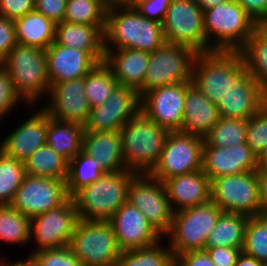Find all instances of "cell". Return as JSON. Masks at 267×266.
<instances>
[{
    "mask_svg": "<svg viewBox=\"0 0 267 266\" xmlns=\"http://www.w3.org/2000/svg\"><path fill=\"white\" fill-rule=\"evenodd\" d=\"M165 43L162 23L145 18L128 1H110L106 11L104 49L151 53Z\"/></svg>",
    "mask_w": 267,
    "mask_h": 266,
    "instance_id": "1",
    "label": "cell"
},
{
    "mask_svg": "<svg viewBox=\"0 0 267 266\" xmlns=\"http://www.w3.org/2000/svg\"><path fill=\"white\" fill-rule=\"evenodd\" d=\"M169 132L141 110L133 116L120 129L126 169L136 174L150 173L161 157Z\"/></svg>",
    "mask_w": 267,
    "mask_h": 266,
    "instance_id": "2",
    "label": "cell"
},
{
    "mask_svg": "<svg viewBox=\"0 0 267 266\" xmlns=\"http://www.w3.org/2000/svg\"><path fill=\"white\" fill-rule=\"evenodd\" d=\"M246 72L239 51L212 50L197 53L191 83L217 106Z\"/></svg>",
    "mask_w": 267,
    "mask_h": 266,
    "instance_id": "3",
    "label": "cell"
},
{
    "mask_svg": "<svg viewBox=\"0 0 267 266\" xmlns=\"http://www.w3.org/2000/svg\"><path fill=\"white\" fill-rule=\"evenodd\" d=\"M135 174L130 170L106 173L76 192L71 198L79 220L108 221L127 202L128 188Z\"/></svg>",
    "mask_w": 267,
    "mask_h": 266,
    "instance_id": "4",
    "label": "cell"
},
{
    "mask_svg": "<svg viewBox=\"0 0 267 266\" xmlns=\"http://www.w3.org/2000/svg\"><path fill=\"white\" fill-rule=\"evenodd\" d=\"M1 65L10 74L14 89L25 104L42 105L38 102L46 99L50 90L44 49L17 44Z\"/></svg>",
    "mask_w": 267,
    "mask_h": 266,
    "instance_id": "5",
    "label": "cell"
},
{
    "mask_svg": "<svg viewBox=\"0 0 267 266\" xmlns=\"http://www.w3.org/2000/svg\"><path fill=\"white\" fill-rule=\"evenodd\" d=\"M257 26L234 0L204 10L206 52L239 51Z\"/></svg>",
    "mask_w": 267,
    "mask_h": 266,
    "instance_id": "6",
    "label": "cell"
},
{
    "mask_svg": "<svg viewBox=\"0 0 267 266\" xmlns=\"http://www.w3.org/2000/svg\"><path fill=\"white\" fill-rule=\"evenodd\" d=\"M222 212L211 200L175 212L171 230L164 237L174 258L188 251L204 250L206 239Z\"/></svg>",
    "mask_w": 267,
    "mask_h": 266,
    "instance_id": "7",
    "label": "cell"
},
{
    "mask_svg": "<svg viewBox=\"0 0 267 266\" xmlns=\"http://www.w3.org/2000/svg\"><path fill=\"white\" fill-rule=\"evenodd\" d=\"M68 246L81 266H116L122 252L108 221L79 220Z\"/></svg>",
    "mask_w": 267,
    "mask_h": 266,
    "instance_id": "8",
    "label": "cell"
},
{
    "mask_svg": "<svg viewBox=\"0 0 267 266\" xmlns=\"http://www.w3.org/2000/svg\"><path fill=\"white\" fill-rule=\"evenodd\" d=\"M196 55L191 48L169 43L149 53L148 68L138 91L139 97L162 86L190 83Z\"/></svg>",
    "mask_w": 267,
    "mask_h": 266,
    "instance_id": "9",
    "label": "cell"
},
{
    "mask_svg": "<svg viewBox=\"0 0 267 266\" xmlns=\"http://www.w3.org/2000/svg\"><path fill=\"white\" fill-rule=\"evenodd\" d=\"M211 201L223 212L260 215L261 200L256 171L221 176L210 182Z\"/></svg>",
    "mask_w": 267,
    "mask_h": 266,
    "instance_id": "10",
    "label": "cell"
},
{
    "mask_svg": "<svg viewBox=\"0 0 267 266\" xmlns=\"http://www.w3.org/2000/svg\"><path fill=\"white\" fill-rule=\"evenodd\" d=\"M162 29L166 43L206 52L204 11L194 0H171Z\"/></svg>",
    "mask_w": 267,
    "mask_h": 266,
    "instance_id": "11",
    "label": "cell"
},
{
    "mask_svg": "<svg viewBox=\"0 0 267 266\" xmlns=\"http://www.w3.org/2000/svg\"><path fill=\"white\" fill-rule=\"evenodd\" d=\"M127 201L144 214L163 238L170 232L174 212L162 181L149 173L135 174L128 188Z\"/></svg>",
    "mask_w": 267,
    "mask_h": 266,
    "instance_id": "12",
    "label": "cell"
},
{
    "mask_svg": "<svg viewBox=\"0 0 267 266\" xmlns=\"http://www.w3.org/2000/svg\"><path fill=\"white\" fill-rule=\"evenodd\" d=\"M203 144L201 137L170 131L161 157L149 174L164 182L173 176L202 170Z\"/></svg>",
    "mask_w": 267,
    "mask_h": 266,
    "instance_id": "13",
    "label": "cell"
},
{
    "mask_svg": "<svg viewBox=\"0 0 267 266\" xmlns=\"http://www.w3.org/2000/svg\"><path fill=\"white\" fill-rule=\"evenodd\" d=\"M78 221L79 217L72 198L60 207L31 218L30 245L35 243V247L28 255L45 249L68 246Z\"/></svg>",
    "mask_w": 267,
    "mask_h": 266,
    "instance_id": "14",
    "label": "cell"
},
{
    "mask_svg": "<svg viewBox=\"0 0 267 266\" xmlns=\"http://www.w3.org/2000/svg\"><path fill=\"white\" fill-rule=\"evenodd\" d=\"M69 198L66 181L26 175L10 205L31 219L60 207Z\"/></svg>",
    "mask_w": 267,
    "mask_h": 266,
    "instance_id": "15",
    "label": "cell"
},
{
    "mask_svg": "<svg viewBox=\"0 0 267 266\" xmlns=\"http://www.w3.org/2000/svg\"><path fill=\"white\" fill-rule=\"evenodd\" d=\"M140 101L135 89L118 86L103 104L91 108L85 132L120 131L140 111Z\"/></svg>",
    "mask_w": 267,
    "mask_h": 266,
    "instance_id": "16",
    "label": "cell"
},
{
    "mask_svg": "<svg viewBox=\"0 0 267 266\" xmlns=\"http://www.w3.org/2000/svg\"><path fill=\"white\" fill-rule=\"evenodd\" d=\"M38 106L29 105L31 109H38L27 115V119L23 118V122L18 123L14 130L1 139L0 151L6 156L24 162L33 152L46 145L50 115L41 105Z\"/></svg>",
    "mask_w": 267,
    "mask_h": 266,
    "instance_id": "17",
    "label": "cell"
},
{
    "mask_svg": "<svg viewBox=\"0 0 267 266\" xmlns=\"http://www.w3.org/2000/svg\"><path fill=\"white\" fill-rule=\"evenodd\" d=\"M186 83L162 86L141 97L140 110L168 131L181 129L184 113Z\"/></svg>",
    "mask_w": 267,
    "mask_h": 266,
    "instance_id": "18",
    "label": "cell"
},
{
    "mask_svg": "<svg viewBox=\"0 0 267 266\" xmlns=\"http://www.w3.org/2000/svg\"><path fill=\"white\" fill-rule=\"evenodd\" d=\"M42 107L50 117L84 125L90 114V104L85 95V76L50 87L47 102Z\"/></svg>",
    "mask_w": 267,
    "mask_h": 266,
    "instance_id": "19",
    "label": "cell"
},
{
    "mask_svg": "<svg viewBox=\"0 0 267 266\" xmlns=\"http://www.w3.org/2000/svg\"><path fill=\"white\" fill-rule=\"evenodd\" d=\"M108 222L115 232L121 251L149 247L163 239L144 214L128 201L112 215Z\"/></svg>",
    "mask_w": 267,
    "mask_h": 266,
    "instance_id": "20",
    "label": "cell"
},
{
    "mask_svg": "<svg viewBox=\"0 0 267 266\" xmlns=\"http://www.w3.org/2000/svg\"><path fill=\"white\" fill-rule=\"evenodd\" d=\"M256 156L246 144L227 148L209 146L205 141L202 149V171L210 182L221 176L256 171Z\"/></svg>",
    "mask_w": 267,
    "mask_h": 266,
    "instance_id": "21",
    "label": "cell"
},
{
    "mask_svg": "<svg viewBox=\"0 0 267 266\" xmlns=\"http://www.w3.org/2000/svg\"><path fill=\"white\" fill-rule=\"evenodd\" d=\"M267 104V97L258 81L246 72L230 88L217 105L223 118L249 120Z\"/></svg>",
    "mask_w": 267,
    "mask_h": 266,
    "instance_id": "22",
    "label": "cell"
},
{
    "mask_svg": "<svg viewBox=\"0 0 267 266\" xmlns=\"http://www.w3.org/2000/svg\"><path fill=\"white\" fill-rule=\"evenodd\" d=\"M50 87L86 76L98 63L86 52L57 44L45 50Z\"/></svg>",
    "mask_w": 267,
    "mask_h": 266,
    "instance_id": "23",
    "label": "cell"
},
{
    "mask_svg": "<svg viewBox=\"0 0 267 266\" xmlns=\"http://www.w3.org/2000/svg\"><path fill=\"white\" fill-rule=\"evenodd\" d=\"M163 183L174 213L211 200L210 180L202 170L173 176Z\"/></svg>",
    "mask_w": 267,
    "mask_h": 266,
    "instance_id": "24",
    "label": "cell"
},
{
    "mask_svg": "<svg viewBox=\"0 0 267 266\" xmlns=\"http://www.w3.org/2000/svg\"><path fill=\"white\" fill-rule=\"evenodd\" d=\"M103 63L111 70L119 86L135 89L143 85L149 53L133 49H104Z\"/></svg>",
    "mask_w": 267,
    "mask_h": 266,
    "instance_id": "25",
    "label": "cell"
},
{
    "mask_svg": "<svg viewBox=\"0 0 267 266\" xmlns=\"http://www.w3.org/2000/svg\"><path fill=\"white\" fill-rule=\"evenodd\" d=\"M183 121L180 132L205 138L220 116L212 103L194 84L186 83Z\"/></svg>",
    "mask_w": 267,
    "mask_h": 266,
    "instance_id": "26",
    "label": "cell"
},
{
    "mask_svg": "<svg viewBox=\"0 0 267 266\" xmlns=\"http://www.w3.org/2000/svg\"><path fill=\"white\" fill-rule=\"evenodd\" d=\"M106 25H82L62 21L56 24L55 42L86 51L98 64L104 60Z\"/></svg>",
    "mask_w": 267,
    "mask_h": 266,
    "instance_id": "27",
    "label": "cell"
},
{
    "mask_svg": "<svg viewBox=\"0 0 267 266\" xmlns=\"http://www.w3.org/2000/svg\"><path fill=\"white\" fill-rule=\"evenodd\" d=\"M82 151L96 159L106 173L127 170L120 131L84 132Z\"/></svg>",
    "mask_w": 267,
    "mask_h": 266,
    "instance_id": "28",
    "label": "cell"
},
{
    "mask_svg": "<svg viewBox=\"0 0 267 266\" xmlns=\"http://www.w3.org/2000/svg\"><path fill=\"white\" fill-rule=\"evenodd\" d=\"M17 44L46 50L55 41L56 23L33 10L15 19Z\"/></svg>",
    "mask_w": 267,
    "mask_h": 266,
    "instance_id": "29",
    "label": "cell"
},
{
    "mask_svg": "<svg viewBox=\"0 0 267 266\" xmlns=\"http://www.w3.org/2000/svg\"><path fill=\"white\" fill-rule=\"evenodd\" d=\"M84 125L59 121L52 117L48 120L46 144L68 162L82 151Z\"/></svg>",
    "mask_w": 267,
    "mask_h": 266,
    "instance_id": "30",
    "label": "cell"
},
{
    "mask_svg": "<svg viewBox=\"0 0 267 266\" xmlns=\"http://www.w3.org/2000/svg\"><path fill=\"white\" fill-rule=\"evenodd\" d=\"M248 220L243 214L222 212L206 239L204 250L218 246L242 250Z\"/></svg>",
    "mask_w": 267,
    "mask_h": 266,
    "instance_id": "31",
    "label": "cell"
},
{
    "mask_svg": "<svg viewBox=\"0 0 267 266\" xmlns=\"http://www.w3.org/2000/svg\"><path fill=\"white\" fill-rule=\"evenodd\" d=\"M239 52L246 71L258 81L267 97V25H258Z\"/></svg>",
    "mask_w": 267,
    "mask_h": 266,
    "instance_id": "32",
    "label": "cell"
},
{
    "mask_svg": "<svg viewBox=\"0 0 267 266\" xmlns=\"http://www.w3.org/2000/svg\"><path fill=\"white\" fill-rule=\"evenodd\" d=\"M26 175L66 181L69 162L49 145L33 152L25 161Z\"/></svg>",
    "mask_w": 267,
    "mask_h": 266,
    "instance_id": "33",
    "label": "cell"
},
{
    "mask_svg": "<svg viewBox=\"0 0 267 266\" xmlns=\"http://www.w3.org/2000/svg\"><path fill=\"white\" fill-rule=\"evenodd\" d=\"M106 172L96 159L80 151L69 161L66 189L71 198L76 192L97 181Z\"/></svg>",
    "mask_w": 267,
    "mask_h": 266,
    "instance_id": "34",
    "label": "cell"
},
{
    "mask_svg": "<svg viewBox=\"0 0 267 266\" xmlns=\"http://www.w3.org/2000/svg\"><path fill=\"white\" fill-rule=\"evenodd\" d=\"M0 242L19 247L30 244V219L11 205L0 206Z\"/></svg>",
    "mask_w": 267,
    "mask_h": 266,
    "instance_id": "35",
    "label": "cell"
},
{
    "mask_svg": "<svg viewBox=\"0 0 267 266\" xmlns=\"http://www.w3.org/2000/svg\"><path fill=\"white\" fill-rule=\"evenodd\" d=\"M164 240L149 247L122 251L116 266H171L175 258L169 244H163Z\"/></svg>",
    "mask_w": 267,
    "mask_h": 266,
    "instance_id": "36",
    "label": "cell"
},
{
    "mask_svg": "<svg viewBox=\"0 0 267 266\" xmlns=\"http://www.w3.org/2000/svg\"><path fill=\"white\" fill-rule=\"evenodd\" d=\"M109 0H68L64 20L82 25H106Z\"/></svg>",
    "mask_w": 267,
    "mask_h": 266,
    "instance_id": "37",
    "label": "cell"
},
{
    "mask_svg": "<svg viewBox=\"0 0 267 266\" xmlns=\"http://www.w3.org/2000/svg\"><path fill=\"white\" fill-rule=\"evenodd\" d=\"M111 70L102 62L85 76V95L90 108L100 106L118 87Z\"/></svg>",
    "mask_w": 267,
    "mask_h": 266,
    "instance_id": "38",
    "label": "cell"
},
{
    "mask_svg": "<svg viewBox=\"0 0 267 266\" xmlns=\"http://www.w3.org/2000/svg\"><path fill=\"white\" fill-rule=\"evenodd\" d=\"M246 130L247 120L220 117L204 141L218 148L243 144L246 143Z\"/></svg>",
    "mask_w": 267,
    "mask_h": 266,
    "instance_id": "39",
    "label": "cell"
},
{
    "mask_svg": "<svg viewBox=\"0 0 267 266\" xmlns=\"http://www.w3.org/2000/svg\"><path fill=\"white\" fill-rule=\"evenodd\" d=\"M25 176L24 162L0 151V206L12 203Z\"/></svg>",
    "mask_w": 267,
    "mask_h": 266,
    "instance_id": "40",
    "label": "cell"
},
{
    "mask_svg": "<svg viewBox=\"0 0 267 266\" xmlns=\"http://www.w3.org/2000/svg\"><path fill=\"white\" fill-rule=\"evenodd\" d=\"M242 252L267 264V217H249Z\"/></svg>",
    "mask_w": 267,
    "mask_h": 266,
    "instance_id": "41",
    "label": "cell"
},
{
    "mask_svg": "<svg viewBox=\"0 0 267 266\" xmlns=\"http://www.w3.org/2000/svg\"><path fill=\"white\" fill-rule=\"evenodd\" d=\"M246 144L256 157L267 150V104L247 120Z\"/></svg>",
    "mask_w": 267,
    "mask_h": 266,
    "instance_id": "42",
    "label": "cell"
},
{
    "mask_svg": "<svg viewBox=\"0 0 267 266\" xmlns=\"http://www.w3.org/2000/svg\"><path fill=\"white\" fill-rule=\"evenodd\" d=\"M25 102L14 89L13 81L8 71L0 64V120L9 117L13 109ZM8 114V115H7Z\"/></svg>",
    "mask_w": 267,
    "mask_h": 266,
    "instance_id": "43",
    "label": "cell"
},
{
    "mask_svg": "<svg viewBox=\"0 0 267 266\" xmlns=\"http://www.w3.org/2000/svg\"><path fill=\"white\" fill-rule=\"evenodd\" d=\"M39 266H81L69 246L45 249L31 255Z\"/></svg>",
    "mask_w": 267,
    "mask_h": 266,
    "instance_id": "44",
    "label": "cell"
},
{
    "mask_svg": "<svg viewBox=\"0 0 267 266\" xmlns=\"http://www.w3.org/2000/svg\"><path fill=\"white\" fill-rule=\"evenodd\" d=\"M142 16L163 22L171 0H127Z\"/></svg>",
    "mask_w": 267,
    "mask_h": 266,
    "instance_id": "45",
    "label": "cell"
},
{
    "mask_svg": "<svg viewBox=\"0 0 267 266\" xmlns=\"http://www.w3.org/2000/svg\"><path fill=\"white\" fill-rule=\"evenodd\" d=\"M34 0H0V16L15 20L34 10Z\"/></svg>",
    "mask_w": 267,
    "mask_h": 266,
    "instance_id": "46",
    "label": "cell"
},
{
    "mask_svg": "<svg viewBox=\"0 0 267 266\" xmlns=\"http://www.w3.org/2000/svg\"><path fill=\"white\" fill-rule=\"evenodd\" d=\"M17 45L14 20L0 16V64Z\"/></svg>",
    "mask_w": 267,
    "mask_h": 266,
    "instance_id": "47",
    "label": "cell"
},
{
    "mask_svg": "<svg viewBox=\"0 0 267 266\" xmlns=\"http://www.w3.org/2000/svg\"><path fill=\"white\" fill-rule=\"evenodd\" d=\"M68 0H34V10L53 20L56 24L64 20Z\"/></svg>",
    "mask_w": 267,
    "mask_h": 266,
    "instance_id": "48",
    "label": "cell"
},
{
    "mask_svg": "<svg viewBox=\"0 0 267 266\" xmlns=\"http://www.w3.org/2000/svg\"><path fill=\"white\" fill-rule=\"evenodd\" d=\"M257 23L267 25V0H234Z\"/></svg>",
    "mask_w": 267,
    "mask_h": 266,
    "instance_id": "49",
    "label": "cell"
},
{
    "mask_svg": "<svg viewBox=\"0 0 267 266\" xmlns=\"http://www.w3.org/2000/svg\"><path fill=\"white\" fill-rule=\"evenodd\" d=\"M206 252L216 266H234L242 250L218 246L208 248Z\"/></svg>",
    "mask_w": 267,
    "mask_h": 266,
    "instance_id": "50",
    "label": "cell"
},
{
    "mask_svg": "<svg viewBox=\"0 0 267 266\" xmlns=\"http://www.w3.org/2000/svg\"><path fill=\"white\" fill-rule=\"evenodd\" d=\"M178 266H216L205 250L188 251L175 258Z\"/></svg>",
    "mask_w": 267,
    "mask_h": 266,
    "instance_id": "51",
    "label": "cell"
},
{
    "mask_svg": "<svg viewBox=\"0 0 267 266\" xmlns=\"http://www.w3.org/2000/svg\"><path fill=\"white\" fill-rule=\"evenodd\" d=\"M259 183V194L261 200L260 215L267 217V171L256 170Z\"/></svg>",
    "mask_w": 267,
    "mask_h": 266,
    "instance_id": "52",
    "label": "cell"
},
{
    "mask_svg": "<svg viewBox=\"0 0 267 266\" xmlns=\"http://www.w3.org/2000/svg\"><path fill=\"white\" fill-rule=\"evenodd\" d=\"M7 257L0 258V266H39L38 263L34 260L32 256L27 255L25 258H21V260L17 259L18 261L13 262L10 259L7 261Z\"/></svg>",
    "mask_w": 267,
    "mask_h": 266,
    "instance_id": "53",
    "label": "cell"
},
{
    "mask_svg": "<svg viewBox=\"0 0 267 266\" xmlns=\"http://www.w3.org/2000/svg\"><path fill=\"white\" fill-rule=\"evenodd\" d=\"M266 264L257 260L254 257L248 256L241 252L237 258L236 264L234 266H265Z\"/></svg>",
    "mask_w": 267,
    "mask_h": 266,
    "instance_id": "54",
    "label": "cell"
},
{
    "mask_svg": "<svg viewBox=\"0 0 267 266\" xmlns=\"http://www.w3.org/2000/svg\"><path fill=\"white\" fill-rule=\"evenodd\" d=\"M199 7L204 11L211 7L218 6L227 0H194Z\"/></svg>",
    "mask_w": 267,
    "mask_h": 266,
    "instance_id": "55",
    "label": "cell"
},
{
    "mask_svg": "<svg viewBox=\"0 0 267 266\" xmlns=\"http://www.w3.org/2000/svg\"><path fill=\"white\" fill-rule=\"evenodd\" d=\"M256 170L267 171V150H264L258 157H256Z\"/></svg>",
    "mask_w": 267,
    "mask_h": 266,
    "instance_id": "56",
    "label": "cell"
},
{
    "mask_svg": "<svg viewBox=\"0 0 267 266\" xmlns=\"http://www.w3.org/2000/svg\"><path fill=\"white\" fill-rule=\"evenodd\" d=\"M109 1H127V0H109Z\"/></svg>",
    "mask_w": 267,
    "mask_h": 266,
    "instance_id": "57",
    "label": "cell"
}]
</instances>
